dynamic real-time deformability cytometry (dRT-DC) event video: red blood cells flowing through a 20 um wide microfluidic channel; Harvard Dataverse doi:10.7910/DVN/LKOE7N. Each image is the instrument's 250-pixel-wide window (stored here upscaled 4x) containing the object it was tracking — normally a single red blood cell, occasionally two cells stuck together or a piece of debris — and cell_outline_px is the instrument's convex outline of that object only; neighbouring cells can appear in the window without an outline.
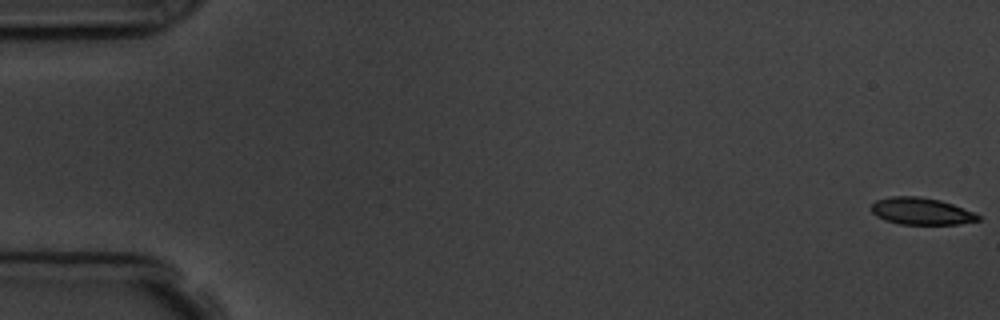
{"species": "common noctule bat (a hibernating species)", "species_latin": "Nyctalus noctula", "temperature_condition": "room temperature", "stored_images_in_passage": 6, "segment_of_instrument_passage": [2, 2], "camera_frame_rate_fps": 3000, "um_per_image_px": 0.085, "animal": {"sex": "male", "body_mass_g": 19.5, "forearm_length_mm": 54.6}, "frame": {"image": 1, "passage_image": 6, "time_ms": 6.0, "image_size_px": [1000, 320], "cell_outline_px": [[980, 220], [960, 224], [900, 224], [884, 220], [876, 216], [872, 212], [872, 204], [876, 200], [892, 196], [920, 196], [940, 200], [952, 204], [972, 212], [980, 216]], "centroid_in_image_um": [78.28, 17.95], "position_along_channel_um": 6.7, "area_um2": 16.7}}